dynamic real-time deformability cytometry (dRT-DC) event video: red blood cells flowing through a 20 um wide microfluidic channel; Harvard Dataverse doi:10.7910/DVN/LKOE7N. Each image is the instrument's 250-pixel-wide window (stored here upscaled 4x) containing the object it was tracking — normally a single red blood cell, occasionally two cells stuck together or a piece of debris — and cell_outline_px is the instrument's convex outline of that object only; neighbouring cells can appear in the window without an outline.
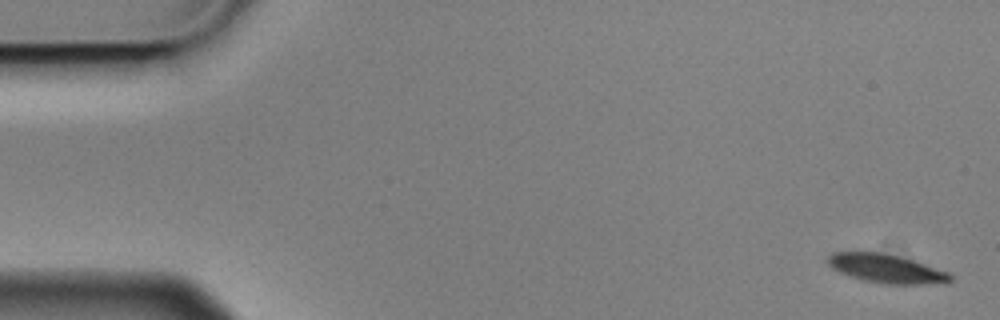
{"species": "Egyptian fruit bat (a non-hibernating species)", "species_latin": "Rousettus aegyptiacus", "temperature_condition": "cold", "stored_images_in_passage": 5, "camera_frame_rate_fps": 3000, "um_per_image_px": 0.085, "animal": {"sex": "male"}, "frame": {"image": 1, "passage_image": 1, "time_ms": 0.0, "image_size_px": [1000, 320], "cell_outline_px": [[952, 280], [948, 284], [888, 284], [864, 280], [840, 272], [832, 268], [828, 264], [828, 256], [832, 252], [876, 252], [896, 256], [912, 260], [952, 272]], "centroid_in_image_um": [75.42, 22.85], "position_along_channel_um": 9.6, "area_um2": 20.46}}
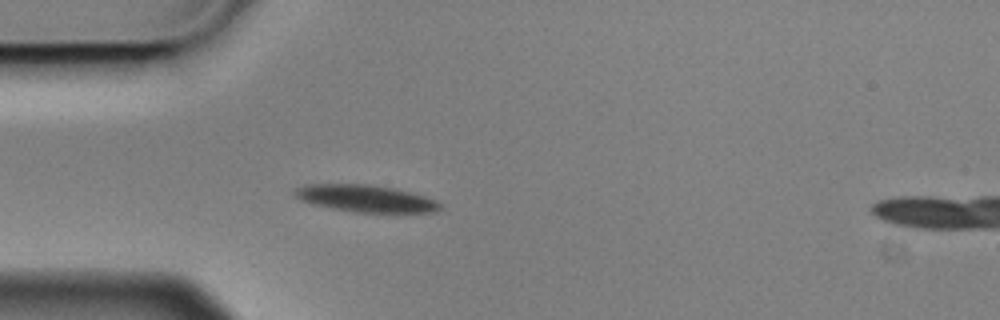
{"frame": {"image": 2, "passage_image": 5, "time_ms": 1.333, "image_size_px": [1000, 320], "cell_outline_px": [[440, 208], [436, 212], [352, 212], [312, 204], [300, 200], [292, 192], [296, 188], [304, 184], [372, 184], [392, 188], [424, 196], [436, 200], [440, 204]], "centroid_in_image_um": [31.02, 16.86], "position_along_channel_um": 54.0, "area_um2": 22.77}}